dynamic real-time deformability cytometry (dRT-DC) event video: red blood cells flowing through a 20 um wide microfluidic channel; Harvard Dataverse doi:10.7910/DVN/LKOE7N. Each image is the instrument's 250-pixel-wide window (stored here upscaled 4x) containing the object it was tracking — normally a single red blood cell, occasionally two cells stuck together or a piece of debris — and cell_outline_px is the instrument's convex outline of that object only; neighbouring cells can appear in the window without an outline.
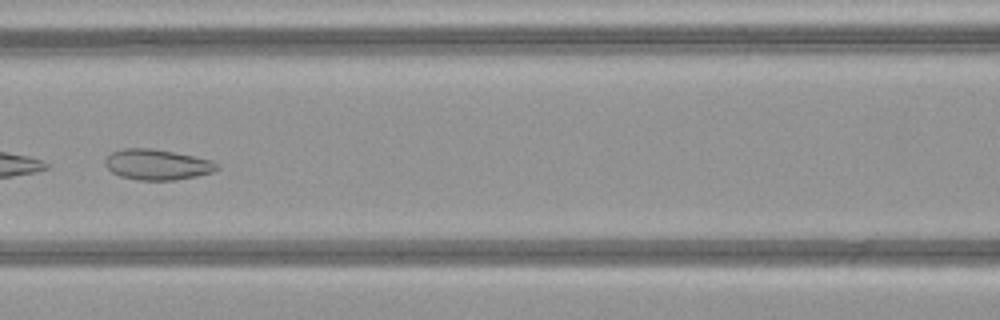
{"species": "common noctule bat (a hibernating species)", "species_latin": "Nyctalus noctula", "temperature_condition": "warm", "stored_images_in_passage": 31, "camera_frame_rate_fps": 3000, "um_per_image_px": 0.085, "animal": {"sex": "female", "body_mass_g": 21.9}, "frame": {"image": 1, "passage_image": 10, "time_ms": 3.0, "image_size_px": [1000, 320], "cell_outline_px": [[220, 168], [212, 172], [196, 176], [176, 180], [140, 180], [120, 176], [112, 172], [104, 164], [104, 160], [112, 152], [124, 148], [152, 148], [212, 160], [220, 164]], "centroid_in_image_um": [13.37, 13.99], "position_along_channel_um": 153.2, "area_um2": 19.88}, "authors_computed_cell_mechanics": {"area_um2": 19.8832, "velocity_mm_per_s": 4.0918, "shape_relaxation_time_tau1_ms": null, "shape_relaxation_time_tau2_ms": 2.0723, "deformation_change_tau1": null, "deformation_change_tau2": 0.0797}}